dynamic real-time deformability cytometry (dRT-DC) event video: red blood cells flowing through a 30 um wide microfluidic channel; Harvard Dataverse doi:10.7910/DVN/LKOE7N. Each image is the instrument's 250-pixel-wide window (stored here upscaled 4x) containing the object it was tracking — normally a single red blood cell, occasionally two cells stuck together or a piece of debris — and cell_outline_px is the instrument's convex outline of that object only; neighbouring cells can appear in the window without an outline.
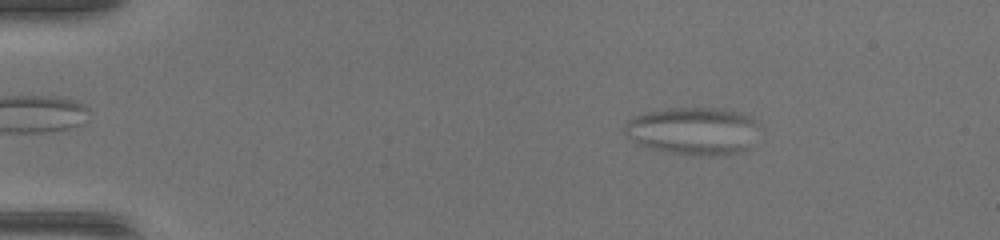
{"species": "common noctule bat (a hibernating species)", "species_latin": "Nyctalus noctula", "temperature_condition": "warm", "stored_images_in_passage": 50, "camera_frame_rate_fps": 3000, "um_per_image_px": 0.085, "animal": {"sex": "female", "body_mass_g": 17.0, "forearm_length_mm": 48.0}, "frame": {"image": 1, "passage_image": 9, "time_ms": 2.667, "image_size_px": [1000, 240], "cell_outline_px": [[752, 120], [748, 148], [744, 152], [724, 156], [696, 156], [668, 152], [652, 148], [640, 144], [624, 132], [624, 124], [636, 116], [652, 112], [676, 108], [708, 108], [732, 112], [744, 116]], "centroid_in_image_um": [58.82, 11.18], "position_along_channel_um": 26.2, "area_um2": 35.72}}
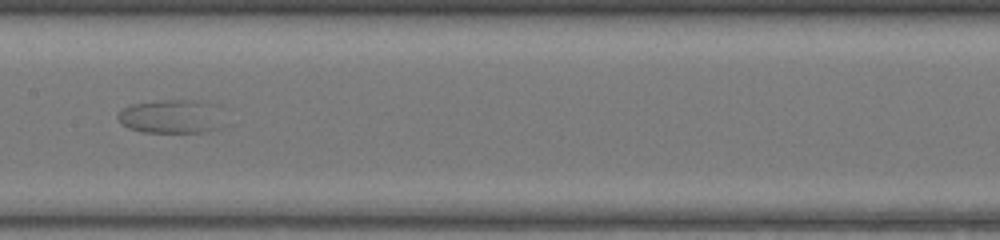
{"frame": {"image": 2, "passage_image": 27, "time_ms": 8.667, "image_size_px": [1000, 240], "cell_outline_px": [[216, 128], [204, 132], [140, 132], [128, 128], [120, 120], [120, 112], [124, 108], [132, 104], [160, 100], [192, 100], [200, 104]], "centroid_in_image_um": [14.17, 9.94], "position_along_channel_um": 193.2, "area_um2": 18.38}}
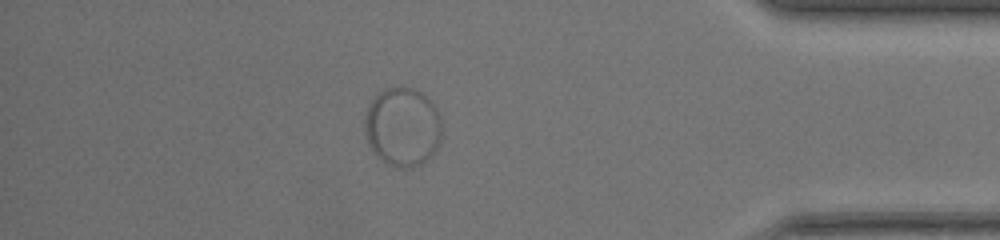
{"frame": {"image": 3, "passage_image": 44, "time_ms": 14.333, "image_size_px": [1000, 240], "cell_outline_px": [[440, 144], [432, 156], [420, 164], [412, 168], [400, 168], [384, 160], [372, 148], [368, 140], [364, 120], [368, 108], [372, 100], [380, 92], [388, 88], [400, 84], [412, 88], [420, 92], [432, 104], [440, 116]], "centroid_in_image_um": [34.25, 10.76], "position_along_channel_um": 401.0, "area_um2": 34.91}}